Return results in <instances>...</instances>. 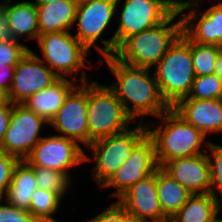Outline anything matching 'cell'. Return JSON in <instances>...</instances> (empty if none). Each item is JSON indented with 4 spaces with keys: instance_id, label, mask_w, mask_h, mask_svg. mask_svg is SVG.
<instances>
[{
    "instance_id": "6da1fadb",
    "label": "cell",
    "mask_w": 222,
    "mask_h": 222,
    "mask_svg": "<svg viewBox=\"0 0 222 222\" xmlns=\"http://www.w3.org/2000/svg\"><path fill=\"white\" fill-rule=\"evenodd\" d=\"M99 64H106L113 74L115 81L108 86L135 123L147 124L145 117L157 119L170 109L160 94L152 69L127 65L114 55L99 59Z\"/></svg>"
},
{
    "instance_id": "7a4b0ae2",
    "label": "cell",
    "mask_w": 222,
    "mask_h": 222,
    "mask_svg": "<svg viewBox=\"0 0 222 222\" xmlns=\"http://www.w3.org/2000/svg\"><path fill=\"white\" fill-rule=\"evenodd\" d=\"M146 125L148 134L155 143L156 161L159 167L176 158L205 154L211 142L172 108Z\"/></svg>"
},
{
    "instance_id": "3957f363",
    "label": "cell",
    "mask_w": 222,
    "mask_h": 222,
    "mask_svg": "<svg viewBox=\"0 0 222 222\" xmlns=\"http://www.w3.org/2000/svg\"><path fill=\"white\" fill-rule=\"evenodd\" d=\"M37 42L40 49L38 56L59 78H69L80 83L93 79L89 78L85 68L100 69L98 60L89 64L90 51L73 35L71 31L57 33H44L38 36ZM88 63V64H87ZM96 66V67H95ZM94 68V69H93ZM80 74V75H79ZM90 80H89V79Z\"/></svg>"
},
{
    "instance_id": "277c9868",
    "label": "cell",
    "mask_w": 222,
    "mask_h": 222,
    "mask_svg": "<svg viewBox=\"0 0 222 222\" xmlns=\"http://www.w3.org/2000/svg\"><path fill=\"white\" fill-rule=\"evenodd\" d=\"M181 34V14L172 13L159 25L128 37L114 56L127 65L153 69Z\"/></svg>"
},
{
    "instance_id": "5b68a950",
    "label": "cell",
    "mask_w": 222,
    "mask_h": 222,
    "mask_svg": "<svg viewBox=\"0 0 222 222\" xmlns=\"http://www.w3.org/2000/svg\"><path fill=\"white\" fill-rule=\"evenodd\" d=\"M152 71L160 94L170 108L188 97L195 79L191 40L182 32Z\"/></svg>"
},
{
    "instance_id": "8992f818",
    "label": "cell",
    "mask_w": 222,
    "mask_h": 222,
    "mask_svg": "<svg viewBox=\"0 0 222 222\" xmlns=\"http://www.w3.org/2000/svg\"><path fill=\"white\" fill-rule=\"evenodd\" d=\"M133 127V128H132ZM148 133L147 125L135 123L123 132L93 141L85 150V162H93L91 174L101 189L128 159L134 146ZM90 151V153H89ZM90 155V156H89Z\"/></svg>"
},
{
    "instance_id": "52a82bcc",
    "label": "cell",
    "mask_w": 222,
    "mask_h": 222,
    "mask_svg": "<svg viewBox=\"0 0 222 222\" xmlns=\"http://www.w3.org/2000/svg\"><path fill=\"white\" fill-rule=\"evenodd\" d=\"M88 146L95 140L125 131L135 124L108 85L87 82Z\"/></svg>"
},
{
    "instance_id": "ba28073f",
    "label": "cell",
    "mask_w": 222,
    "mask_h": 222,
    "mask_svg": "<svg viewBox=\"0 0 222 222\" xmlns=\"http://www.w3.org/2000/svg\"><path fill=\"white\" fill-rule=\"evenodd\" d=\"M117 0H89L79 3L73 28V35L92 53L99 52L98 60L115 55V38H106L105 33L112 23H116ZM114 20V21H113ZM104 35V36H103ZM104 37L105 39H103ZM101 44H103L101 46ZM92 48V49H91Z\"/></svg>"
},
{
    "instance_id": "9c48e42d",
    "label": "cell",
    "mask_w": 222,
    "mask_h": 222,
    "mask_svg": "<svg viewBox=\"0 0 222 222\" xmlns=\"http://www.w3.org/2000/svg\"><path fill=\"white\" fill-rule=\"evenodd\" d=\"M85 148L73 139L49 133L34 146L25 161L32 167L48 168L64 173L71 181V170L83 166ZM71 175V176H70Z\"/></svg>"
},
{
    "instance_id": "30bf717a",
    "label": "cell",
    "mask_w": 222,
    "mask_h": 222,
    "mask_svg": "<svg viewBox=\"0 0 222 222\" xmlns=\"http://www.w3.org/2000/svg\"><path fill=\"white\" fill-rule=\"evenodd\" d=\"M171 14L159 0H117L115 53L128 37L159 25Z\"/></svg>"
},
{
    "instance_id": "8fae6325",
    "label": "cell",
    "mask_w": 222,
    "mask_h": 222,
    "mask_svg": "<svg viewBox=\"0 0 222 222\" xmlns=\"http://www.w3.org/2000/svg\"><path fill=\"white\" fill-rule=\"evenodd\" d=\"M46 126L49 124L25 105L13 104L9 125L0 148L20 160H25L45 135L41 132L47 129Z\"/></svg>"
},
{
    "instance_id": "7c38bea8",
    "label": "cell",
    "mask_w": 222,
    "mask_h": 222,
    "mask_svg": "<svg viewBox=\"0 0 222 222\" xmlns=\"http://www.w3.org/2000/svg\"><path fill=\"white\" fill-rule=\"evenodd\" d=\"M159 168L156 161L155 143L147 133L133 148L128 159L118 168L102 189H115L108 194L118 199L132 185L155 173Z\"/></svg>"
},
{
    "instance_id": "4fadbf2b",
    "label": "cell",
    "mask_w": 222,
    "mask_h": 222,
    "mask_svg": "<svg viewBox=\"0 0 222 222\" xmlns=\"http://www.w3.org/2000/svg\"><path fill=\"white\" fill-rule=\"evenodd\" d=\"M50 127L56 135L73 139L85 149L88 147L87 82L78 84L69 93Z\"/></svg>"
},
{
    "instance_id": "5bb4252c",
    "label": "cell",
    "mask_w": 222,
    "mask_h": 222,
    "mask_svg": "<svg viewBox=\"0 0 222 222\" xmlns=\"http://www.w3.org/2000/svg\"><path fill=\"white\" fill-rule=\"evenodd\" d=\"M59 77L31 50L15 66L8 100L13 104L24 103L35 94L54 83Z\"/></svg>"
},
{
    "instance_id": "9a60e30c",
    "label": "cell",
    "mask_w": 222,
    "mask_h": 222,
    "mask_svg": "<svg viewBox=\"0 0 222 222\" xmlns=\"http://www.w3.org/2000/svg\"><path fill=\"white\" fill-rule=\"evenodd\" d=\"M188 7L181 13L182 32L193 42L222 47V1Z\"/></svg>"
},
{
    "instance_id": "2e32d148",
    "label": "cell",
    "mask_w": 222,
    "mask_h": 222,
    "mask_svg": "<svg viewBox=\"0 0 222 222\" xmlns=\"http://www.w3.org/2000/svg\"><path fill=\"white\" fill-rule=\"evenodd\" d=\"M137 222L168 220L161 209L156 189V171L132 185L116 200Z\"/></svg>"
},
{
    "instance_id": "e0dca14e",
    "label": "cell",
    "mask_w": 222,
    "mask_h": 222,
    "mask_svg": "<svg viewBox=\"0 0 222 222\" xmlns=\"http://www.w3.org/2000/svg\"><path fill=\"white\" fill-rule=\"evenodd\" d=\"M161 168L192 194H210V167L206 154L169 160Z\"/></svg>"
},
{
    "instance_id": "ac0fdd59",
    "label": "cell",
    "mask_w": 222,
    "mask_h": 222,
    "mask_svg": "<svg viewBox=\"0 0 222 222\" xmlns=\"http://www.w3.org/2000/svg\"><path fill=\"white\" fill-rule=\"evenodd\" d=\"M172 109L206 137L222 135V99H181Z\"/></svg>"
},
{
    "instance_id": "d6986e66",
    "label": "cell",
    "mask_w": 222,
    "mask_h": 222,
    "mask_svg": "<svg viewBox=\"0 0 222 222\" xmlns=\"http://www.w3.org/2000/svg\"><path fill=\"white\" fill-rule=\"evenodd\" d=\"M4 17L8 21L11 38L22 42V40H37L39 27L37 19V7L33 1L14 0L1 1Z\"/></svg>"
},
{
    "instance_id": "ffe728a7",
    "label": "cell",
    "mask_w": 222,
    "mask_h": 222,
    "mask_svg": "<svg viewBox=\"0 0 222 222\" xmlns=\"http://www.w3.org/2000/svg\"><path fill=\"white\" fill-rule=\"evenodd\" d=\"M78 84L69 78H58L47 88L32 94L22 104L49 124L62 107L65 98Z\"/></svg>"
},
{
    "instance_id": "44dd1931",
    "label": "cell",
    "mask_w": 222,
    "mask_h": 222,
    "mask_svg": "<svg viewBox=\"0 0 222 222\" xmlns=\"http://www.w3.org/2000/svg\"><path fill=\"white\" fill-rule=\"evenodd\" d=\"M39 35L72 31L78 3L75 0H59L48 4H35Z\"/></svg>"
},
{
    "instance_id": "7402d4cb",
    "label": "cell",
    "mask_w": 222,
    "mask_h": 222,
    "mask_svg": "<svg viewBox=\"0 0 222 222\" xmlns=\"http://www.w3.org/2000/svg\"><path fill=\"white\" fill-rule=\"evenodd\" d=\"M222 213V204L210 194H192L169 219L171 222H214Z\"/></svg>"
},
{
    "instance_id": "603a6c76",
    "label": "cell",
    "mask_w": 222,
    "mask_h": 222,
    "mask_svg": "<svg viewBox=\"0 0 222 222\" xmlns=\"http://www.w3.org/2000/svg\"><path fill=\"white\" fill-rule=\"evenodd\" d=\"M34 169L25 160L15 166L12 181L2 196L10 205L28 211L32 193L37 189Z\"/></svg>"
},
{
    "instance_id": "cb8c5ba5",
    "label": "cell",
    "mask_w": 222,
    "mask_h": 222,
    "mask_svg": "<svg viewBox=\"0 0 222 222\" xmlns=\"http://www.w3.org/2000/svg\"><path fill=\"white\" fill-rule=\"evenodd\" d=\"M156 189L163 215L170 219L192 195L161 167L156 170Z\"/></svg>"
},
{
    "instance_id": "d4e9b609",
    "label": "cell",
    "mask_w": 222,
    "mask_h": 222,
    "mask_svg": "<svg viewBox=\"0 0 222 222\" xmlns=\"http://www.w3.org/2000/svg\"><path fill=\"white\" fill-rule=\"evenodd\" d=\"M65 201L56 193L37 188L31 197L29 212L38 222H61L55 214L60 213V207Z\"/></svg>"
},
{
    "instance_id": "484cf974",
    "label": "cell",
    "mask_w": 222,
    "mask_h": 222,
    "mask_svg": "<svg viewBox=\"0 0 222 222\" xmlns=\"http://www.w3.org/2000/svg\"><path fill=\"white\" fill-rule=\"evenodd\" d=\"M33 169L39 189L56 192L63 200L67 195L74 193L70 190L74 187L71 184L74 183L64 173L43 167H33Z\"/></svg>"
},
{
    "instance_id": "4316f807",
    "label": "cell",
    "mask_w": 222,
    "mask_h": 222,
    "mask_svg": "<svg viewBox=\"0 0 222 222\" xmlns=\"http://www.w3.org/2000/svg\"><path fill=\"white\" fill-rule=\"evenodd\" d=\"M222 47L200 44L191 41V54L195 76H206L215 73L217 55Z\"/></svg>"
},
{
    "instance_id": "83f0119b",
    "label": "cell",
    "mask_w": 222,
    "mask_h": 222,
    "mask_svg": "<svg viewBox=\"0 0 222 222\" xmlns=\"http://www.w3.org/2000/svg\"><path fill=\"white\" fill-rule=\"evenodd\" d=\"M183 99H222V78L216 73L195 76L189 96Z\"/></svg>"
},
{
    "instance_id": "f1b7e54d",
    "label": "cell",
    "mask_w": 222,
    "mask_h": 222,
    "mask_svg": "<svg viewBox=\"0 0 222 222\" xmlns=\"http://www.w3.org/2000/svg\"><path fill=\"white\" fill-rule=\"evenodd\" d=\"M205 154L210 167V193L222 204V144L211 141Z\"/></svg>"
},
{
    "instance_id": "f546056e",
    "label": "cell",
    "mask_w": 222,
    "mask_h": 222,
    "mask_svg": "<svg viewBox=\"0 0 222 222\" xmlns=\"http://www.w3.org/2000/svg\"><path fill=\"white\" fill-rule=\"evenodd\" d=\"M30 47L15 39L0 41V65L16 66Z\"/></svg>"
},
{
    "instance_id": "4dcf8cb0",
    "label": "cell",
    "mask_w": 222,
    "mask_h": 222,
    "mask_svg": "<svg viewBox=\"0 0 222 222\" xmlns=\"http://www.w3.org/2000/svg\"><path fill=\"white\" fill-rule=\"evenodd\" d=\"M86 222H137L116 200Z\"/></svg>"
},
{
    "instance_id": "1f68e13d",
    "label": "cell",
    "mask_w": 222,
    "mask_h": 222,
    "mask_svg": "<svg viewBox=\"0 0 222 222\" xmlns=\"http://www.w3.org/2000/svg\"><path fill=\"white\" fill-rule=\"evenodd\" d=\"M19 161L18 157L8 154L0 148V197L7 192L12 181L14 168Z\"/></svg>"
},
{
    "instance_id": "d6a6232c",
    "label": "cell",
    "mask_w": 222,
    "mask_h": 222,
    "mask_svg": "<svg viewBox=\"0 0 222 222\" xmlns=\"http://www.w3.org/2000/svg\"><path fill=\"white\" fill-rule=\"evenodd\" d=\"M3 201V202H2ZM0 222H38L29 211L10 205L0 197Z\"/></svg>"
},
{
    "instance_id": "836d02e7",
    "label": "cell",
    "mask_w": 222,
    "mask_h": 222,
    "mask_svg": "<svg viewBox=\"0 0 222 222\" xmlns=\"http://www.w3.org/2000/svg\"><path fill=\"white\" fill-rule=\"evenodd\" d=\"M12 107L13 103L9 100L6 103L0 105V147L9 125Z\"/></svg>"
},
{
    "instance_id": "e575fe53",
    "label": "cell",
    "mask_w": 222,
    "mask_h": 222,
    "mask_svg": "<svg viewBox=\"0 0 222 222\" xmlns=\"http://www.w3.org/2000/svg\"><path fill=\"white\" fill-rule=\"evenodd\" d=\"M14 70L15 66L0 65V88H2L7 94L11 87Z\"/></svg>"
},
{
    "instance_id": "d590c367",
    "label": "cell",
    "mask_w": 222,
    "mask_h": 222,
    "mask_svg": "<svg viewBox=\"0 0 222 222\" xmlns=\"http://www.w3.org/2000/svg\"><path fill=\"white\" fill-rule=\"evenodd\" d=\"M172 13L181 14L187 8V0H159Z\"/></svg>"
},
{
    "instance_id": "8d00e7d4",
    "label": "cell",
    "mask_w": 222,
    "mask_h": 222,
    "mask_svg": "<svg viewBox=\"0 0 222 222\" xmlns=\"http://www.w3.org/2000/svg\"><path fill=\"white\" fill-rule=\"evenodd\" d=\"M11 39L8 21L3 15L0 1V41H9Z\"/></svg>"
},
{
    "instance_id": "74e56055",
    "label": "cell",
    "mask_w": 222,
    "mask_h": 222,
    "mask_svg": "<svg viewBox=\"0 0 222 222\" xmlns=\"http://www.w3.org/2000/svg\"><path fill=\"white\" fill-rule=\"evenodd\" d=\"M215 73L222 78V48L217 55V63Z\"/></svg>"
},
{
    "instance_id": "f35d334b",
    "label": "cell",
    "mask_w": 222,
    "mask_h": 222,
    "mask_svg": "<svg viewBox=\"0 0 222 222\" xmlns=\"http://www.w3.org/2000/svg\"><path fill=\"white\" fill-rule=\"evenodd\" d=\"M204 0H187V8L188 7H193V6H198L199 4H203L204 2H203ZM205 1H209V4H210V1L212 2V0H205ZM216 1H222V0H215V2ZM213 2H214V0H213Z\"/></svg>"
},
{
    "instance_id": "ab89813d",
    "label": "cell",
    "mask_w": 222,
    "mask_h": 222,
    "mask_svg": "<svg viewBox=\"0 0 222 222\" xmlns=\"http://www.w3.org/2000/svg\"><path fill=\"white\" fill-rule=\"evenodd\" d=\"M8 101L7 93L0 88V105Z\"/></svg>"
},
{
    "instance_id": "60d3db41",
    "label": "cell",
    "mask_w": 222,
    "mask_h": 222,
    "mask_svg": "<svg viewBox=\"0 0 222 222\" xmlns=\"http://www.w3.org/2000/svg\"><path fill=\"white\" fill-rule=\"evenodd\" d=\"M53 1H59V0H34V4H48L52 3Z\"/></svg>"
},
{
    "instance_id": "b9f144b4",
    "label": "cell",
    "mask_w": 222,
    "mask_h": 222,
    "mask_svg": "<svg viewBox=\"0 0 222 222\" xmlns=\"http://www.w3.org/2000/svg\"><path fill=\"white\" fill-rule=\"evenodd\" d=\"M75 1L79 4V3L86 2V1H89V0H75Z\"/></svg>"
},
{
    "instance_id": "7bdbcfd3",
    "label": "cell",
    "mask_w": 222,
    "mask_h": 222,
    "mask_svg": "<svg viewBox=\"0 0 222 222\" xmlns=\"http://www.w3.org/2000/svg\"><path fill=\"white\" fill-rule=\"evenodd\" d=\"M214 222H222V215L217 220H215Z\"/></svg>"
}]
</instances>
